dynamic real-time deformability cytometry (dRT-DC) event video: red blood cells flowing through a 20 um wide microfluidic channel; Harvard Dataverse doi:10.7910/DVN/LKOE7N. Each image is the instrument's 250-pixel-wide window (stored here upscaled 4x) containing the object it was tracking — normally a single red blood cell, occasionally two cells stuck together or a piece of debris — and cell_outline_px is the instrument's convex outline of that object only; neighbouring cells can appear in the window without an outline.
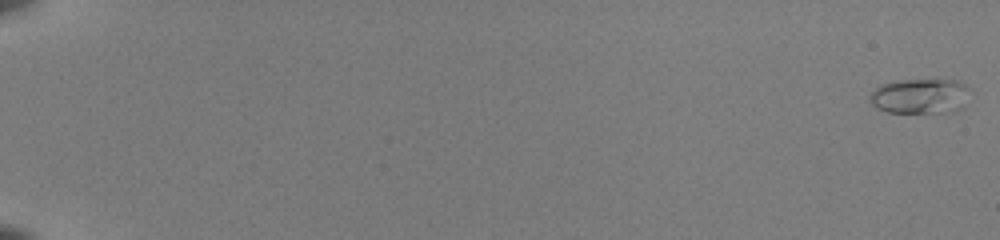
{"species": "common noctule bat (a hibernating species)", "species_latin": "Nyctalus noctula", "temperature_condition": "room temperature", "stored_images_in_passage": 28, "camera_frame_rate_fps": 3000, "um_per_image_px": 0.085, "animal": {"sex": "female", "body_mass_g": 22.0, "forearm_length_mm": 56.7}, "frame": {"image": 1, "passage_image": 1, "time_ms": 0.0, "image_size_px": [1000, 240], "cell_outline_px": [[968, 88], [928, 112], [888, 112], [872, 104], [868, 96], [876, 88], [884, 84], [896, 80], [936, 76], [956, 80], [964, 84]], "centroid_in_image_um": [77.82, 8.0], "position_along_channel_um": 7.2, "area_um2": 18.21}}
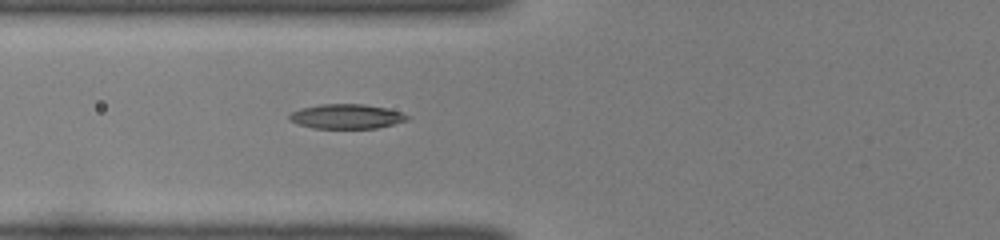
{"frame": {"image": 2, "passage_image": 24, "time_ms": 7.667, "image_size_px": [1000, 240], "cell_outline_px": [[412, 116], [408, 120], [376, 128], [312, 128], [288, 120], [288, 116], [292, 112], [300, 108], [320, 104], [360, 104], [388, 108]], "centroid_in_image_um": [29.45, 9.89], "position_along_channel_um": 96.3, "area_um2": 16.88}}
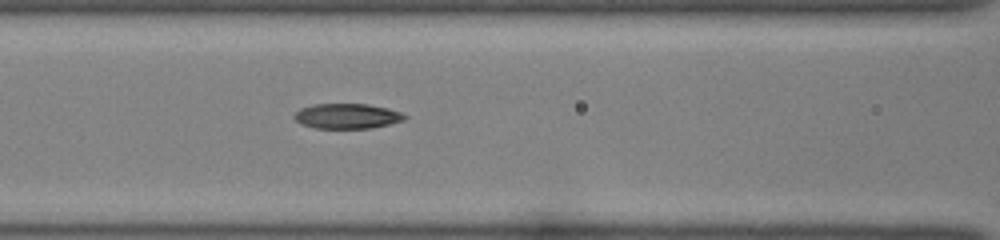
{"frame": {"image": 3, "passage_image": 27, "time_ms": 8.667, "image_size_px": [1000, 240], "cell_outline_px": [[408, 116], [404, 120], [372, 128], [316, 128], [300, 124], [292, 116], [300, 108], [312, 104], [368, 104], [388, 108], [400, 112]], "centroid_in_image_um": [29.48, 9.86], "position_along_channel_um": 137.1, "area_um2": 16.18}}